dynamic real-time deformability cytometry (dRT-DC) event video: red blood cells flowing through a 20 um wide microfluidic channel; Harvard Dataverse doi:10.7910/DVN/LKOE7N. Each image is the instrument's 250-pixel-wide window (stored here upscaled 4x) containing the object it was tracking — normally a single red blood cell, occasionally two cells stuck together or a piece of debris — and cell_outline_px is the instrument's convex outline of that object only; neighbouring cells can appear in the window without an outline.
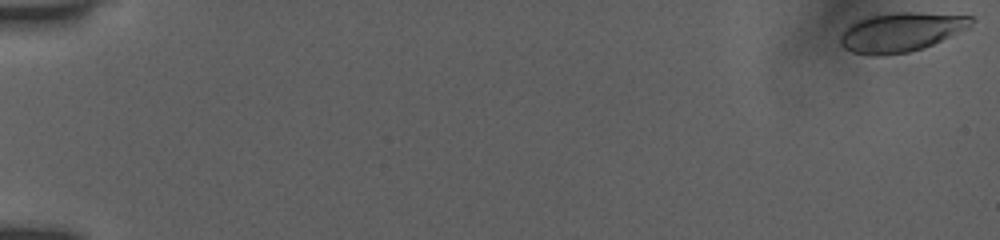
{"species": "human", "species_latin": "Homo sapiens", "temperature_condition": "room temperature", "stored_images_in_passage": 54, "camera_frame_rate_fps": 3000, "um_per_image_px": 0.085, "donor": {"sex": "female"}, "frame": {"image": 1, "passage_image": 1, "time_ms": 0.0, "image_size_px": [1000, 240], "cell_outline_px": [[976, 20], [968, 28], [924, 48], [908, 52], [880, 56], [872, 56], [852, 52], [844, 48], [840, 44], [840, 36], [856, 20], [872, 16], [892, 12], [920, 12], [972, 16]], "centroid_in_image_um": [76.61, 2.73], "position_along_channel_um": 8.4, "area_um2": 29.88}}
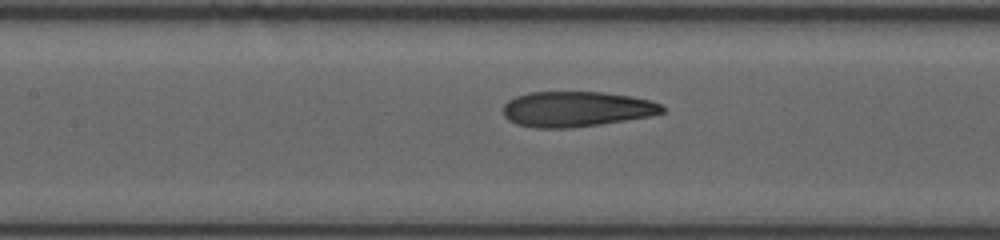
{"frame": {"image": 2, "passage_image": 27, "time_ms": 8.667, "image_size_px": [1000, 240], "cell_outline_px": [[664, 112], [652, 116], [600, 124], [568, 128], [536, 128], [516, 124], [508, 120], [504, 116], [504, 104], [508, 100], [516, 96], [528, 92], [600, 92], [632, 96], [652, 100], [660, 104], [664, 108]], "centroid_in_image_um": [49.0, 9.27], "position_along_channel_um": 158.4, "area_um2": 32.89}}
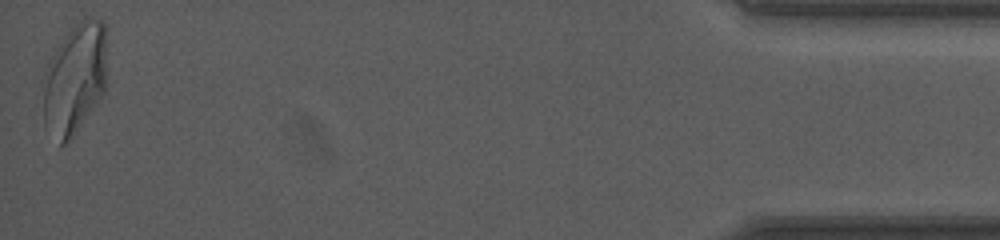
{"frame": {"image": 3, "passage_image": 54, "time_ms": 17.667, "image_size_px": [1000, 240], "cell_outline_px": [[104, 92], [72, 136], [64, 144], [60, 144], [44, 128], [40, 80], [44, 68], [56, 48], [68, 32], [80, 20], [88, 16], [92, 16], [100, 20], [104, 24]], "centroid_in_image_um": [6.25, 6.72], "position_along_channel_um": 429.0, "area_um2": 41.27}, "authors_computed_cell_mechanics": {"area_um2": 33.3795, "velocity_mm_per_s": 3.917, "shape_relaxation_time_tau1_ms": 8.7728, "shape_relaxation_time_tau2_ms": 1.5616, "deformation_change_tau1": 0.2718, "deformation_change_tau2": 0.0766}}